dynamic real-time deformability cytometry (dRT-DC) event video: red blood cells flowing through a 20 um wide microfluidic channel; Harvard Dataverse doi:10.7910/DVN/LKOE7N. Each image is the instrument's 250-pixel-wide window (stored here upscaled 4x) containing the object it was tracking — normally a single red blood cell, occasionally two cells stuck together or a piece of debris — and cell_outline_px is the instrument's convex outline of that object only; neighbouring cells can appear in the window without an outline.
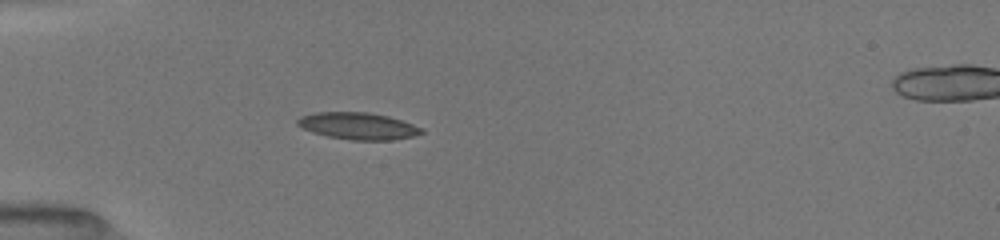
{"species": "common noctule bat (a hibernating species)", "species_latin": "Nyctalus noctula", "temperature_condition": "room temperature", "stored_images_in_passage": 17, "camera_frame_rate_fps": 3000, "um_per_image_px": 0.085, "animal": {"sex": "female", "body_mass_g": 19.5, "forearm_length_mm": 54.1}, "frame": {"image": 1, "passage_image": 15, "time_ms": 5.0, "image_size_px": [1000, 240], "cell_outline_px": [[424, 132], [412, 136], [392, 140], [352, 140], [328, 136], [312, 132], [300, 128], [296, 124], [296, 120], [300, 116], [316, 112], [368, 112], [388, 116], [424, 128]], "centroid_in_image_um": [30.4, 10.7], "position_along_channel_um": 54.6, "area_um2": 19.48}}